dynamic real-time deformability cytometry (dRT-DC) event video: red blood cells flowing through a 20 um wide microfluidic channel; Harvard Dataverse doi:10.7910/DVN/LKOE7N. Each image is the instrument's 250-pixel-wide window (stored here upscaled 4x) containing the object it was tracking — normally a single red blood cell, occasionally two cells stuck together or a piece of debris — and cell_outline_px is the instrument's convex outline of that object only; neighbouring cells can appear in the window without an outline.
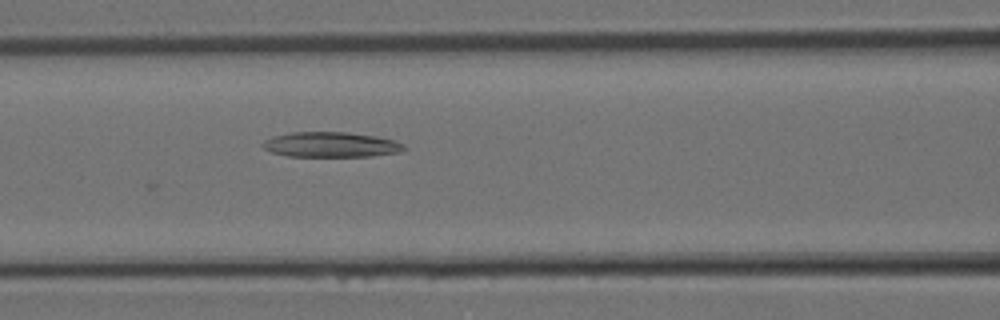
{"species": "Egyptian fruit bat (a non-hibernating species)", "species_latin": "Rousettus aegyptiacus", "temperature_condition": "room temperature", "stored_images_in_passage": 12, "camera_frame_rate_fps": 3000, "um_per_image_px": 0.085, "animal": {"sex": "female"}, "frame": {"image": 1, "passage_image": 12, "time_ms": 3.667, "image_size_px": [1000, 320], "cell_outline_px": [[408, 148], [400, 152], [372, 156], [288, 156], [272, 152], [264, 148], [260, 144], [264, 140], [272, 136], [292, 132], [348, 132], [376, 136], [396, 140], [404, 144]], "centroid_in_image_um": [28.16, 12.29], "position_along_channel_um": 138.4, "area_um2": 20.87}}